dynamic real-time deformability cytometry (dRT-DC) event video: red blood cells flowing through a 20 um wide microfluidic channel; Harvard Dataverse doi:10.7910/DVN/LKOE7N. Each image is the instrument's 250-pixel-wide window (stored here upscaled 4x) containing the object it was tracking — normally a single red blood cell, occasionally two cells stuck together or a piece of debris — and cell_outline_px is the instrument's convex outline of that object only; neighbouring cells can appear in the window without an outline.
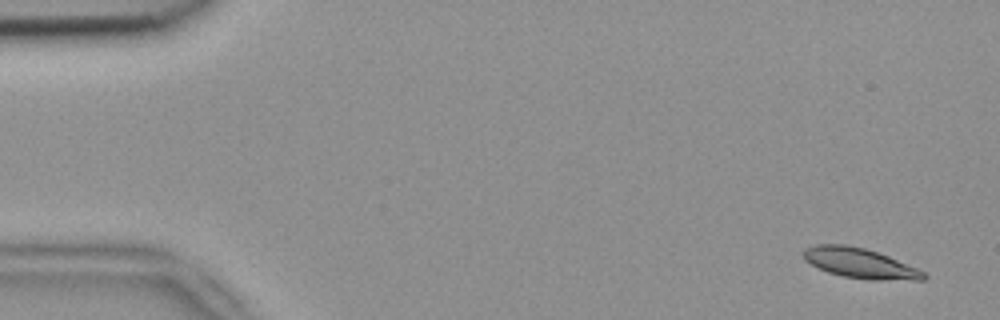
{"species": "common noctule bat (a hibernating species)", "species_latin": "Nyctalus noctula", "temperature_condition": "room temperature", "stored_images_in_passage": 9, "camera_frame_rate_fps": 3000, "um_per_image_px": 0.085, "animal": {"sex": "female", "body_mass_g": 18.4}, "frame": {"image": 1, "passage_image": 1, "time_ms": 0.0, "image_size_px": [1000, 320], "cell_outline_px": [[928, 276], [924, 280], [868, 280], [844, 276], [828, 272], [804, 260], [800, 252], [804, 248], [816, 244], [844, 244], [864, 248], [888, 256], [916, 268], [924, 272]], "centroid_in_image_um": [73.06, 22.37], "position_along_channel_um": 11.9, "area_um2": 21.04}}
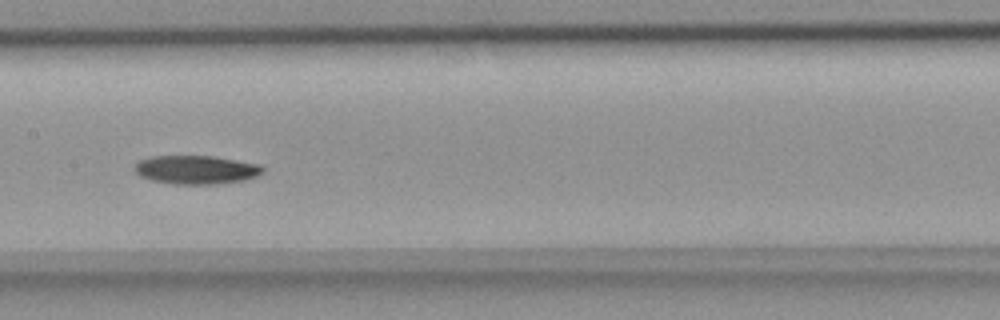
{"frame": {"image": 2, "passage_image": 8, "time_ms": 2.333, "image_size_px": [1000, 320], "cell_outline_px": [[264, 172], [256, 176], [244, 180], [216, 184], [172, 184], [148, 180], [140, 176], [132, 168], [140, 160], [152, 156], [212, 156], [260, 164], [264, 168]], "centroid_in_image_um": [16.65, 14.43], "position_along_channel_um": 190.7, "area_um2": 21.5}}
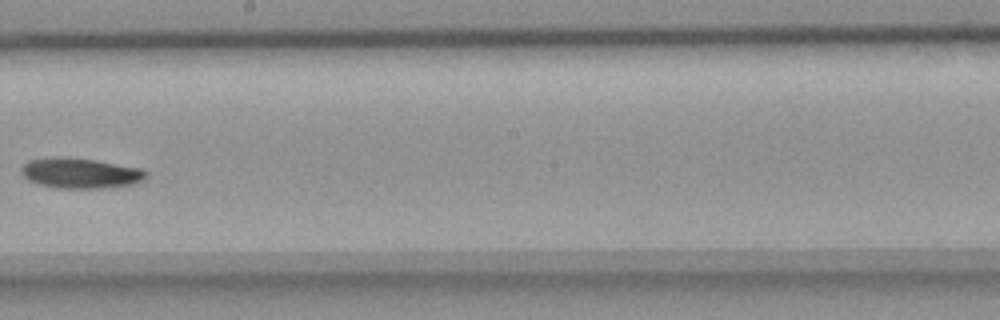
{"frame": {"image": 3, "passage_image": 9, "time_ms": 2.667, "image_size_px": [1000, 320], "cell_outline_px": [[148, 172], [144, 180], [132, 184], [104, 188], [56, 188], [36, 184], [28, 180], [20, 172], [20, 168], [28, 160], [52, 156], [68, 156], [96, 160], [144, 168]], "centroid_in_image_um": [6.82, 14.7], "position_along_channel_um": 241.4, "area_um2": 22.6}}